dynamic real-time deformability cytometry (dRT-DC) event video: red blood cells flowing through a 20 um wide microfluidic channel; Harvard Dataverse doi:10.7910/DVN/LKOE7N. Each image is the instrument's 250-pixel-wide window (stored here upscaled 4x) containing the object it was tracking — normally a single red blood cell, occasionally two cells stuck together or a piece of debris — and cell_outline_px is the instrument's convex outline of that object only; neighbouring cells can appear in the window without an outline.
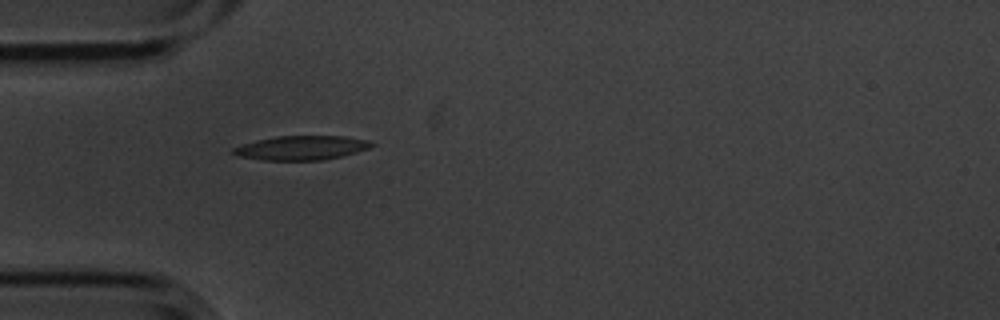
{"species": "common noctule bat (a hibernating species)", "species_latin": "Nyctalus noctula", "temperature_condition": "cold", "stored_images_in_passage": 1, "camera_frame_rate_fps": 3000, "um_per_image_px": 0.085, "animal": {"sex": "male", "body_mass_g": 20.1, "forearm_length_mm": 53.5}, "frame": {"image": 1, "passage_image": 1, "time_ms": 0.0, "image_size_px": [1000, 320], "cell_outline_px": [[376, 144], [368, 148], [344, 156], [324, 160], [264, 160], [236, 156], [232, 152], [232, 148], [256, 140], [276, 136], [344, 136], [368, 140]], "centroid_in_image_um": [25.63, 12.57], "position_along_channel_um": 59.4, "area_um2": 19.54}}